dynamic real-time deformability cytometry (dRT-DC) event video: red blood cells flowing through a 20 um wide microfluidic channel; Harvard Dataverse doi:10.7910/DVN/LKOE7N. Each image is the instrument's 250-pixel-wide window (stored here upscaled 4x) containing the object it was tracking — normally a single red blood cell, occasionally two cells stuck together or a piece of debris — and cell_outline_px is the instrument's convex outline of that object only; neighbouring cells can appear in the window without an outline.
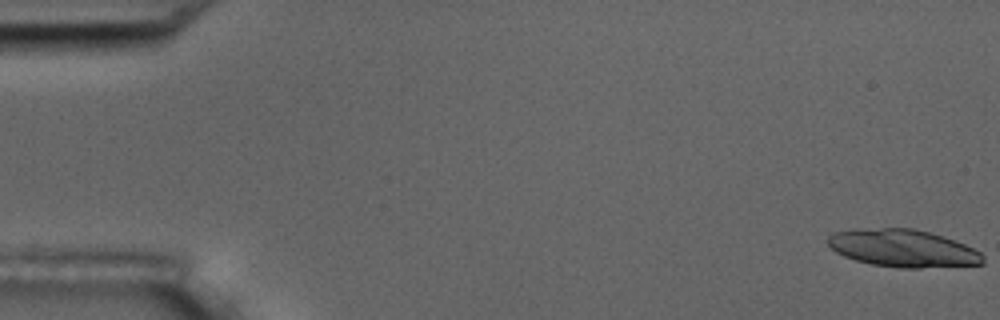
{"species": "common noctule bat (a hibernating species)", "species_latin": "Nyctalus noctula", "temperature_condition": "room temperature", "stored_images_in_passage": 7, "camera_frame_rate_fps": 3000, "um_per_image_px": 0.085, "animal": {"sex": "male", "body_mass_g": 17.5, "forearm_length_mm": 52.3}, "frame": {"image": 1, "passage_image": 1, "time_ms": 0.0, "image_size_px": [1000, 320], "cell_outline_px": [[984, 264], [920, 268], [900, 268], [872, 264], [856, 260], [844, 256], [836, 252], [828, 244], [828, 236], [832, 232], [856, 228], [912, 228], [928, 232], [964, 244], [980, 252], [984, 256]], "centroid_in_image_um": [76.72, 21.1], "position_along_channel_um": 8.3, "area_um2": 33.81}}